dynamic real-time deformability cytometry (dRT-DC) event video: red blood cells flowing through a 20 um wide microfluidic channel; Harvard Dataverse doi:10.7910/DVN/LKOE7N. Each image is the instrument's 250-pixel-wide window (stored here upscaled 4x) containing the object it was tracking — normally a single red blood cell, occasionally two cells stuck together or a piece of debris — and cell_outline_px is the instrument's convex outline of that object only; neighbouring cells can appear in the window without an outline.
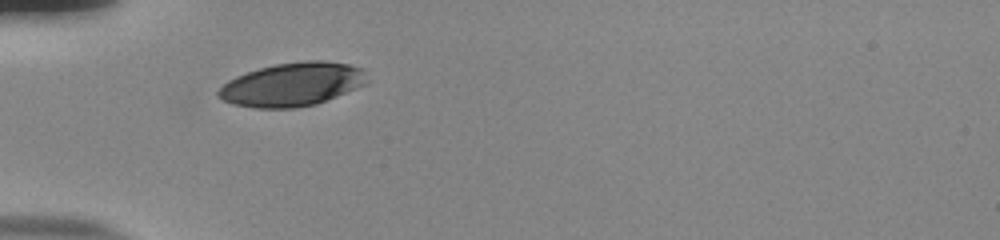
{"species": "human", "species_latin": "Homo sapiens", "temperature_condition": "room temperature", "stored_images_in_passage": 29, "camera_frame_rate_fps": 3000, "um_per_image_px": 0.085, "donor": {"sex": "male"}, "frame": {"image": 1, "passage_image": 1, "time_ms": 0.0, "image_size_px": [1000, 240], "cell_outline_px": [[368, 80], [364, 84], [356, 88], [316, 104], [296, 108], [252, 108], [232, 104], [224, 100], [216, 92], [228, 80], [236, 76], [260, 68], [276, 64], [304, 60], [324, 60], [348, 64], [360, 68], [364, 72]], "centroid_in_image_um": [24.83, 7.17], "position_along_channel_um": 60.2, "area_um2": 37.51}}
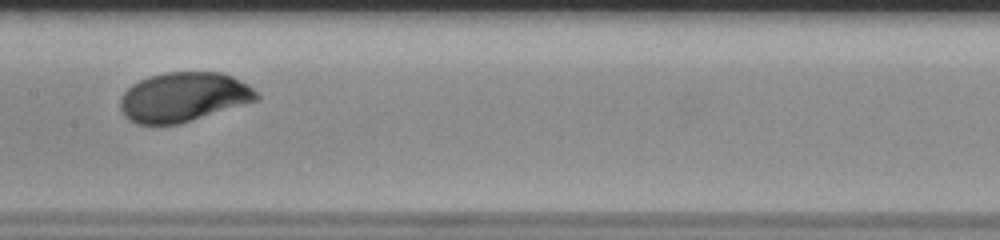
{"frame": {"image": 2, "passage_image": 12, "time_ms": 3.667, "image_size_px": [1000, 240], "cell_outline_px": [[260, 96], [256, 100], [180, 124], [136, 124], [128, 120], [124, 116], [120, 108], [120, 100], [124, 92], [132, 84], [148, 76], [164, 72], [220, 72], [232, 76], [248, 84]], "centroid_in_image_um": [15.56, 8.24], "position_along_channel_um": 191.8, "area_um2": 39.19}}
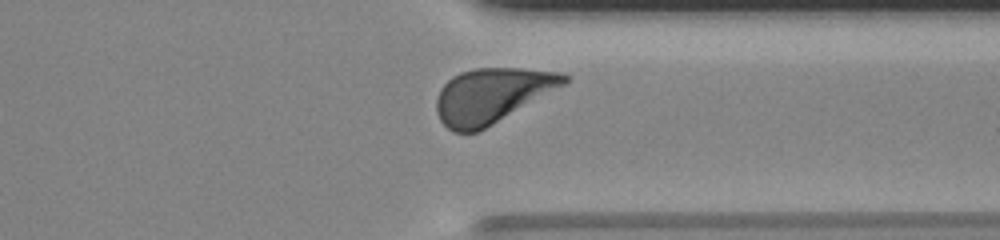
{"frame": {"image": 3, "passage_image": 26, "time_ms": 8.333, "image_size_px": [1000, 240], "cell_outline_px": [[568, 80], [564, 84], [492, 124], [476, 132], [452, 132], [440, 120], [436, 112], [436, 100], [440, 88], [452, 76], [460, 72], [476, 68], [520, 68], [564, 72], [568, 76]], "centroid_in_image_um": [41.76, 8.1], "position_along_channel_um": 369.6, "area_um2": 40.23}, "authors_computed_cell_mechanics": {"area_um2": 39.3618, "velocity_mm_per_s": 3.8071, "shape_relaxation_time_tau1_ms": 2.2032, "shape_relaxation_time_tau2_ms": null, "deformation_change_tau1": 0.1362, "deformation_change_tau2": null}}